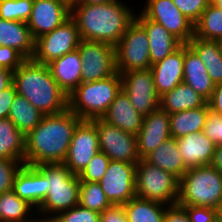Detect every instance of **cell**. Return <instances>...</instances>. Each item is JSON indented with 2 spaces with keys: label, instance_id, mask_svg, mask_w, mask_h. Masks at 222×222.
Wrapping results in <instances>:
<instances>
[{
  "label": "cell",
  "instance_id": "1",
  "mask_svg": "<svg viewBox=\"0 0 222 222\" xmlns=\"http://www.w3.org/2000/svg\"><path fill=\"white\" fill-rule=\"evenodd\" d=\"M130 0L107 1L101 4L77 3L71 7L80 38L115 46L135 20L138 8ZM137 0H135L136 2ZM130 3V4H129ZM135 8V9H134Z\"/></svg>",
  "mask_w": 222,
  "mask_h": 222
},
{
  "label": "cell",
  "instance_id": "2",
  "mask_svg": "<svg viewBox=\"0 0 222 222\" xmlns=\"http://www.w3.org/2000/svg\"><path fill=\"white\" fill-rule=\"evenodd\" d=\"M81 121L69 108L59 114L44 115L39 125L25 136L24 164L64 162L74 130Z\"/></svg>",
  "mask_w": 222,
  "mask_h": 222
},
{
  "label": "cell",
  "instance_id": "3",
  "mask_svg": "<svg viewBox=\"0 0 222 222\" xmlns=\"http://www.w3.org/2000/svg\"><path fill=\"white\" fill-rule=\"evenodd\" d=\"M13 84L17 94L44 115L59 114L68 109V96L52 77L47 64L26 59L13 72Z\"/></svg>",
  "mask_w": 222,
  "mask_h": 222
},
{
  "label": "cell",
  "instance_id": "4",
  "mask_svg": "<svg viewBox=\"0 0 222 222\" xmlns=\"http://www.w3.org/2000/svg\"><path fill=\"white\" fill-rule=\"evenodd\" d=\"M46 176L47 196L36 210L37 214L53 219L59 213L79 204L80 180L61 163L36 166Z\"/></svg>",
  "mask_w": 222,
  "mask_h": 222
},
{
  "label": "cell",
  "instance_id": "5",
  "mask_svg": "<svg viewBox=\"0 0 222 222\" xmlns=\"http://www.w3.org/2000/svg\"><path fill=\"white\" fill-rule=\"evenodd\" d=\"M122 89L119 72L111 77L81 83L68 97V108L82 120L102 118Z\"/></svg>",
  "mask_w": 222,
  "mask_h": 222
},
{
  "label": "cell",
  "instance_id": "6",
  "mask_svg": "<svg viewBox=\"0 0 222 222\" xmlns=\"http://www.w3.org/2000/svg\"><path fill=\"white\" fill-rule=\"evenodd\" d=\"M222 200V173L211 165L189 168L179 179L177 204L217 209Z\"/></svg>",
  "mask_w": 222,
  "mask_h": 222
},
{
  "label": "cell",
  "instance_id": "7",
  "mask_svg": "<svg viewBox=\"0 0 222 222\" xmlns=\"http://www.w3.org/2000/svg\"><path fill=\"white\" fill-rule=\"evenodd\" d=\"M135 183L136 197L167 206L177 204L179 179L144 159L136 164Z\"/></svg>",
  "mask_w": 222,
  "mask_h": 222
},
{
  "label": "cell",
  "instance_id": "8",
  "mask_svg": "<svg viewBox=\"0 0 222 222\" xmlns=\"http://www.w3.org/2000/svg\"><path fill=\"white\" fill-rule=\"evenodd\" d=\"M115 57L119 73L151 68L148 36L136 20L129 25L115 45Z\"/></svg>",
  "mask_w": 222,
  "mask_h": 222
},
{
  "label": "cell",
  "instance_id": "9",
  "mask_svg": "<svg viewBox=\"0 0 222 222\" xmlns=\"http://www.w3.org/2000/svg\"><path fill=\"white\" fill-rule=\"evenodd\" d=\"M80 40L77 24L70 16L53 31L35 39L32 59L41 64H49L54 59L77 49Z\"/></svg>",
  "mask_w": 222,
  "mask_h": 222
},
{
  "label": "cell",
  "instance_id": "10",
  "mask_svg": "<svg viewBox=\"0 0 222 222\" xmlns=\"http://www.w3.org/2000/svg\"><path fill=\"white\" fill-rule=\"evenodd\" d=\"M81 83L98 81L117 73L115 46L97 41L80 40Z\"/></svg>",
  "mask_w": 222,
  "mask_h": 222
},
{
  "label": "cell",
  "instance_id": "11",
  "mask_svg": "<svg viewBox=\"0 0 222 222\" xmlns=\"http://www.w3.org/2000/svg\"><path fill=\"white\" fill-rule=\"evenodd\" d=\"M97 129L100 151L110 160L137 164L140 160L136 135L129 134L102 118L90 120Z\"/></svg>",
  "mask_w": 222,
  "mask_h": 222
},
{
  "label": "cell",
  "instance_id": "12",
  "mask_svg": "<svg viewBox=\"0 0 222 222\" xmlns=\"http://www.w3.org/2000/svg\"><path fill=\"white\" fill-rule=\"evenodd\" d=\"M137 8L150 20L164 26L183 44L194 36V24L182 14L172 0H138ZM144 1V2H143Z\"/></svg>",
  "mask_w": 222,
  "mask_h": 222
},
{
  "label": "cell",
  "instance_id": "13",
  "mask_svg": "<svg viewBox=\"0 0 222 222\" xmlns=\"http://www.w3.org/2000/svg\"><path fill=\"white\" fill-rule=\"evenodd\" d=\"M136 164L110 160L98 182L111 205H123L136 197Z\"/></svg>",
  "mask_w": 222,
  "mask_h": 222
},
{
  "label": "cell",
  "instance_id": "14",
  "mask_svg": "<svg viewBox=\"0 0 222 222\" xmlns=\"http://www.w3.org/2000/svg\"><path fill=\"white\" fill-rule=\"evenodd\" d=\"M119 74L122 79V90L138 113L146 116L160 107V97L155 90L151 69Z\"/></svg>",
  "mask_w": 222,
  "mask_h": 222
},
{
  "label": "cell",
  "instance_id": "15",
  "mask_svg": "<svg viewBox=\"0 0 222 222\" xmlns=\"http://www.w3.org/2000/svg\"><path fill=\"white\" fill-rule=\"evenodd\" d=\"M99 151L96 126L90 120H82L74 130L63 163L73 174L79 175Z\"/></svg>",
  "mask_w": 222,
  "mask_h": 222
},
{
  "label": "cell",
  "instance_id": "16",
  "mask_svg": "<svg viewBox=\"0 0 222 222\" xmlns=\"http://www.w3.org/2000/svg\"><path fill=\"white\" fill-rule=\"evenodd\" d=\"M71 16V8L61 0H34L27 25L34 39L59 27Z\"/></svg>",
  "mask_w": 222,
  "mask_h": 222
},
{
  "label": "cell",
  "instance_id": "17",
  "mask_svg": "<svg viewBox=\"0 0 222 222\" xmlns=\"http://www.w3.org/2000/svg\"><path fill=\"white\" fill-rule=\"evenodd\" d=\"M172 138L169 114L160 107L144 116L143 125L136 135L140 159L155 150L162 142Z\"/></svg>",
  "mask_w": 222,
  "mask_h": 222
},
{
  "label": "cell",
  "instance_id": "18",
  "mask_svg": "<svg viewBox=\"0 0 222 222\" xmlns=\"http://www.w3.org/2000/svg\"><path fill=\"white\" fill-rule=\"evenodd\" d=\"M184 44L173 53L151 65L156 93L159 97L183 82Z\"/></svg>",
  "mask_w": 222,
  "mask_h": 222
},
{
  "label": "cell",
  "instance_id": "19",
  "mask_svg": "<svg viewBox=\"0 0 222 222\" xmlns=\"http://www.w3.org/2000/svg\"><path fill=\"white\" fill-rule=\"evenodd\" d=\"M135 20L147 33L151 65L163 60L183 44L164 26L148 19L139 9L136 12Z\"/></svg>",
  "mask_w": 222,
  "mask_h": 222
},
{
  "label": "cell",
  "instance_id": "20",
  "mask_svg": "<svg viewBox=\"0 0 222 222\" xmlns=\"http://www.w3.org/2000/svg\"><path fill=\"white\" fill-rule=\"evenodd\" d=\"M46 176L36 167L23 164L16 173L13 191L36 210L47 196Z\"/></svg>",
  "mask_w": 222,
  "mask_h": 222
},
{
  "label": "cell",
  "instance_id": "21",
  "mask_svg": "<svg viewBox=\"0 0 222 222\" xmlns=\"http://www.w3.org/2000/svg\"><path fill=\"white\" fill-rule=\"evenodd\" d=\"M176 140L187 169L210 165L217 145L202 131L187 134Z\"/></svg>",
  "mask_w": 222,
  "mask_h": 222
},
{
  "label": "cell",
  "instance_id": "22",
  "mask_svg": "<svg viewBox=\"0 0 222 222\" xmlns=\"http://www.w3.org/2000/svg\"><path fill=\"white\" fill-rule=\"evenodd\" d=\"M102 119L129 134L137 135L143 125L144 116L136 111L121 89Z\"/></svg>",
  "mask_w": 222,
  "mask_h": 222
},
{
  "label": "cell",
  "instance_id": "23",
  "mask_svg": "<svg viewBox=\"0 0 222 222\" xmlns=\"http://www.w3.org/2000/svg\"><path fill=\"white\" fill-rule=\"evenodd\" d=\"M47 65L52 77L68 97L81 84L82 62L78 48Z\"/></svg>",
  "mask_w": 222,
  "mask_h": 222
},
{
  "label": "cell",
  "instance_id": "24",
  "mask_svg": "<svg viewBox=\"0 0 222 222\" xmlns=\"http://www.w3.org/2000/svg\"><path fill=\"white\" fill-rule=\"evenodd\" d=\"M183 67V82L208 101L212 96L215 84L208 75L204 63L188 44H184Z\"/></svg>",
  "mask_w": 222,
  "mask_h": 222
},
{
  "label": "cell",
  "instance_id": "25",
  "mask_svg": "<svg viewBox=\"0 0 222 222\" xmlns=\"http://www.w3.org/2000/svg\"><path fill=\"white\" fill-rule=\"evenodd\" d=\"M0 46L15 48L26 59H32L35 51V39L27 23L0 18Z\"/></svg>",
  "mask_w": 222,
  "mask_h": 222
},
{
  "label": "cell",
  "instance_id": "26",
  "mask_svg": "<svg viewBox=\"0 0 222 222\" xmlns=\"http://www.w3.org/2000/svg\"><path fill=\"white\" fill-rule=\"evenodd\" d=\"M147 163L167 171L178 179L188 170L178 149L175 138H170L143 158Z\"/></svg>",
  "mask_w": 222,
  "mask_h": 222
},
{
  "label": "cell",
  "instance_id": "27",
  "mask_svg": "<svg viewBox=\"0 0 222 222\" xmlns=\"http://www.w3.org/2000/svg\"><path fill=\"white\" fill-rule=\"evenodd\" d=\"M209 111L210 108L207 102L202 107L169 114L172 138L177 139L190 133L201 132L206 123Z\"/></svg>",
  "mask_w": 222,
  "mask_h": 222
},
{
  "label": "cell",
  "instance_id": "28",
  "mask_svg": "<svg viewBox=\"0 0 222 222\" xmlns=\"http://www.w3.org/2000/svg\"><path fill=\"white\" fill-rule=\"evenodd\" d=\"M206 103L204 97L184 82L160 97V108L168 114L202 107Z\"/></svg>",
  "mask_w": 222,
  "mask_h": 222
},
{
  "label": "cell",
  "instance_id": "29",
  "mask_svg": "<svg viewBox=\"0 0 222 222\" xmlns=\"http://www.w3.org/2000/svg\"><path fill=\"white\" fill-rule=\"evenodd\" d=\"M207 68L208 75L216 85L222 83V49L217 40L192 37L187 43Z\"/></svg>",
  "mask_w": 222,
  "mask_h": 222
},
{
  "label": "cell",
  "instance_id": "30",
  "mask_svg": "<svg viewBox=\"0 0 222 222\" xmlns=\"http://www.w3.org/2000/svg\"><path fill=\"white\" fill-rule=\"evenodd\" d=\"M0 158L24 163L25 136L8 118L0 119Z\"/></svg>",
  "mask_w": 222,
  "mask_h": 222
},
{
  "label": "cell",
  "instance_id": "31",
  "mask_svg": "<svg viewBox=\"0 0 222 222\" xmlns=\"http://www.w3.org/2000/svg\"><path fill=\"white\" fill-rule=\"evenodd\" d=\"M43 116L44 114L32 106L26 98L16 94L9 111L8 119L26 136L39 125Z\"/></svg>",
  "mask_w": 222,
  "mask_h": 222
},
{
  "label": "cell",
  "instance_id": "32",
  "mask_svg": "<svg viewBox=\"0 0 222 222\" xmlns=\"http://www.w3.org/2000/svg\"><path fill=\"white\" fill-rule=\"evenodd\" d=\"M128 222H164V213L167 205L141 199H130L122 205Z\"/></svg>",
  "mask_w": 222,
  "mask_h": 222
},
{
  "label": "cell",
  "instance_id": "33",
  "mask_svg": "<svg viewBox=\"0 0 222 222\" xmlns=\"http://www.w3.org/2000/svg\"><path fill=\"white\" fill-rule=\"evenodd\" d=\"M36 214V209L13 190L0 194V222H25Z\"/></svg>",
  "mask_w": 222,
  "mask_h": 222
},
{
  "label": "cell",
  "instance_id": "34",
  "mask_svg": "<svg viewBox=\"0 0 222 222\" xmlns=\"http://www.w3.org/2000/svg\"><path fill=\"white\" fill-rule=\"evenodd\" d=\"M194 37L205 40L222 39V9L209 4L194 24Z\"/></svg>",
  "mask_w": 222,
  "mask_h": 222
},
{
  "label": "cell",
  "instance_id": "35",
  "mask_svg": "<svg viewBox=\"0 0 222 222\" xmlns=\"http://www.w3.org/2000/svg\"><path fill=\"white\" fill-rule=\"evenodd\" d=\"M79 205L100 214L112 206L100 184L89 181H80Z\"/></svg>",
  "mask_w": 222,
  "mask_h": 222
},
{
  "label": "cell",
  "instance_id": "36",
  "mask_svg": "<svg viewBox=\"0 0 222 222\" xmlns=\"http://www.w3.org/2000/svg\"><path fill=\"white\" fill-rule=\"evenodd\" d=\"M34 0H0V18L27 23Z\"/></svg>",
  "mask_w": 222,
  "mask_h": 222
},
{
  "label": "cell",
  "instance_id": "37",
  "mask_svg": "<svg viewBox=\"0 0 222 222\" xmlns=\"http://www.w3.org/2000/svg\"><path fill=\"white\" fill-rule=\"evenodd\" d=\"M110 159L101 151L93 156L78 175L80 181L99 182L108 167Z\"/></svg>",
  "mask_w": 222,
  "mask_h": 222
},
{
  "label": "cell",
  "instance_id": "38",
  "mask_svg": "<svg viewBox=\"0 0 222 222\" xmlns=\"http://www.w3.org/2000/svg\"><path fill=\"white\" fill-rule=\"evenodd\" d=\"M54 222H100V213L84 208L79 204L59 213Z\"/></svg>",
  "mask_w": 222,
  "mask_h": 222
},
{
  "label": "cell",
  "instance_id": "39",
  "mask_svg": "<svg viewBox=\"0 0 222 222\" xmlns=\"http://www.w3.org/2000/svg\"><path fill=\"white\" fill-rule=\"evenodd\" d=\"M23 164L21 161L0 158V194L13 190L15 175Z\"/></svg>",
  "mask_w": 222,
  "mask_h": 222
},
{
  "label": "cell",
  "instance_id": "40",
  "mask_svg": "<svg viewBox=\"0 0 222 222\" xmlns=\"http://www.w3.org/2000/svg\"><path fill=\"white\" fill-rule=\"evenodd\" d=\"M184 16L195 24L201 17L203 10L210 4V0H172Z\"/></svg>",
  "mask_w": 222,
  "mask_h": 222
},
{
  "label": "cell",
  "instance_id": "41",
  "mask_svg": "<svg viewBox=\"0 0 222 222\" xmlns=\"http://www.w3.org/2000/svg\"><path fill=\"white\" fill-rule=\"evenodd\" d=\"M202 132L217 146H222V116L209 111Z\"/></svg>",
  "mask_w": 222,
  "mask_h": 222
},
{
  "label": "cell",
  "instance_id": "42",
  "mask_svg": "<svg viewBox=\"0 0 222 222\" xmlns=\"http://www.w3.org/2000/svg\"><path fill=\"white\" fill-rule=\"evenodd\" d=\"M180 206L187 211L190 222H218L217 209L191 205Z\"/></svg>",
  "mask_w": 222,
  "mask_h": 222
},
{
  "label": "cell",
  "instance_id": "43",
  "mask_svg": "<svg viewBox=\"0 0 222 222\" xmlns=\"http://www.w3.org/2000/svg\"><path fill=\"white\" fill-rule=\"evenodd\" d=\"M26 58L15 48L0 46V67L14 72Z\"/></svg>",
  "mask_w": 222,
  "mask_h": 222
},
{
  "label": "cell",
  "instance_id": "44",
  "mask_svg": "<svg viewBox=\"0 0 222 222\" xmlns=\"http://www.w3.org/2000/svg\"><path fill=\"white\" fill-rule=\"evenodd\" d=\"M16 94V88L13 83L0 92V119L8 118Z\"/></svg>",
  "mask_w": 222,
  "mask_h": 222
},
{
  "label": "cell",
  "instance_id": "45",
  "mask_svg": "<svg viewBox=\"0 0 222 222\" xmlns=\"http://www.w3.org/2000/svg\"><path fill=\"white\" fill-rule=\"evenodd\" d=\"M100 222H128L122 205H112L100 214Z\"/></svg>",
  "mask_w": 222,
  "mask_h": 222
},
{
  "label": "cell",
  "instance_id": "46",
  "mask_svg": "<svg viewBox=\"0 0 222 222\" xmlns=\"http://www.w3.org/2000/svg\"><path fill=\"white\" fill-rule=\"evenodd\" d=\"M164 222H190L187 211L179 204L169 205L164 213Z\"/></svg>",
  "mask_w": 222,
  "mask_h": 222
},
{
  "label": "cell",
  "instance_id": "47",
  "mask_svg": "<svg viewBox=\"0 0 222 222\" xmlns=\"http://www.w3.org/2000/svg\"><path fill=\"white\" fill-rule=\"evenodd\" d=\"M207 102L210 111L222 116V83L214 86L212 96Z\"/></svg>",
  "mask_w": 222,
  "mask_h": 222
},
{
  "label": "cell",
  "instance_id": "48",
  "mask_svg": "<svg viewBox=\"0 0 222 222\" xmlns=\"http://www.w3.org/2000/svg\"><path fill=\"white\" fill-rule=\"evenodd\" d=\"M13 83V72L0 67V92L8 88Z\"/></svg>",
  "mask_w": 222,
  "mask_h": 222
},
{
  "label": "cell",
  "instance_id": "49",
  "mask_svg": "<svg viewBox=\"0 0 222 222\" xmlns=\"http://www.w3.org/2000/svg\"><path fill=\"white\" fill-rule=\"evenodd\" d=\"M210 165L222 173V146H216Z\"/></svg>",
  "mask_w": 222,
  "mask_h": 222
},
{
  "label": "cell",
  "instance_id": "50",
  "mask_svg": "<svg viewBox=\"0 0 222 222\" xmlns=\"http://www.w3.org/2000/svg\"><path fill=\"white\" fill-rule=\"evenodd\" d=\"M25 222H54V221H53V219H49V218L44 217L42 215L36 214L30 220H27Z\"/></svg>",
  "mask_w": 222,
  "mask_h": 222
},
{
  "label": "cell",
  "instance_id": "51",
  "mask_svg": "<svg viewBox=\"0 0 222 222\" xmlns=\"http://www.w3.org/2000/svg\"><path fill=\"white\" fill-rule=\"evenodd\" d=\"M107 1H119V0H78V3L83 4H101Z\"/></svg>",
  "mask_w": 222,
  "mask_h": 222
},
{
  "label": "cell",
  "instance_id": "52",
  "mask_svg": "<svg viewBox=\"0 0 222 222\" xmlns=\"http://www.w3.org/2000/svg\"><path fill=\"white\" fill-rule=\"evenodd\" d=\"M218 222H222V200L217 208Z\"/></svg>",
  "mask_w": 222,
  "mask_h": 222
},
{
  "label": "cell",
  "instance_id": "53",
  "mask_svg": "<svg viewBox=\"0 0 222 222\" xmlns=\"http://www.w3.org/2000/svg\"><path fill=\"white\" fill-rule=\"evenodd\" d=\"M61 1H63L64 3H66L70 8H71L73 5H75V4L78 3V0H61Z\"/></svg>",
  "mask_w": 222,
  "mask_h": 222
},
{
  "label": "cell",
  "instance_id": "54",
  "mask_svg": "<svg viewBox=\"0 0 222 222\" xmlns=\"http://www.w3.org/2000/svg\"><path fill=\"white\" fill-rule=\"evenodd\" d=\"M210 4H214L222 9V0H210Z\"/></svg>",
  "mask_w": 222,
  "mask_h": 222
},
{
  "label": "cell",
  "instance_id": "55",
  "mask_svg": "<svg viewBox=\"0 0 222 222\" xmlns=\"http://www.w3.org/2000/svg\"><path fill=\"white\" fill-rule=\"evenodd\" d=\"M219 43H220V47L222 49V39L219 40Z\"/></svg>",
  "mask_w": 222,
  "mask_h": 222
}]
</instances>
